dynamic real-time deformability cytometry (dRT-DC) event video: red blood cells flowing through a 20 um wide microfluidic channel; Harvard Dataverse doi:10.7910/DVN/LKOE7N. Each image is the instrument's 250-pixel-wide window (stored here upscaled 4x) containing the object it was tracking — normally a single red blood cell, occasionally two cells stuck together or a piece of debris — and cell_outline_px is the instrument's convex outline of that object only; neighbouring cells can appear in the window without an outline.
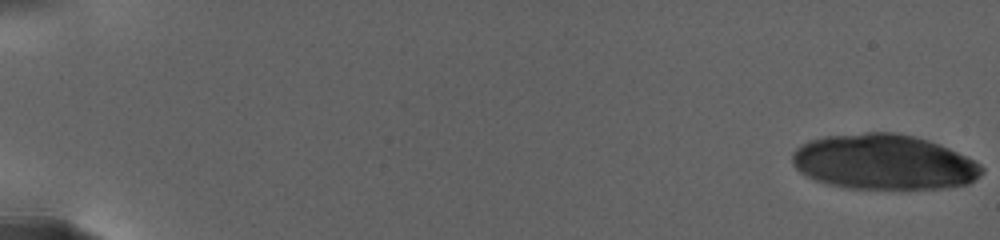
{"species": "human", "species_latin": "Homo sapiens", "temperature_condition": "warm", "stored_images_in_passage": 33, "camera_frame_rate_fps": 3000, "um_per_image_px": 0.085, "donor": {"sex": "female"}, "frame": {"image": 1, "passage_image": 1, "time_ms": 0.0, "image_size_px": [1000, 240], "cell_outline_px": [[984, 172], [980, 176], [968, 184], [948, 188], [900, 192], [848, 188], [824, 184], [800, 172], [792, 164], [792, 152], [800, 144], [808, 140], [824, 136], [864, 132], [892, 132], [912, 136], [928, 140], [940, 144], [980, 164], [984, 168]], "centroid_in_image_um": [75.12, 13.82], "position_along_channel_um": 9.9, "area_um2": 62.54}}
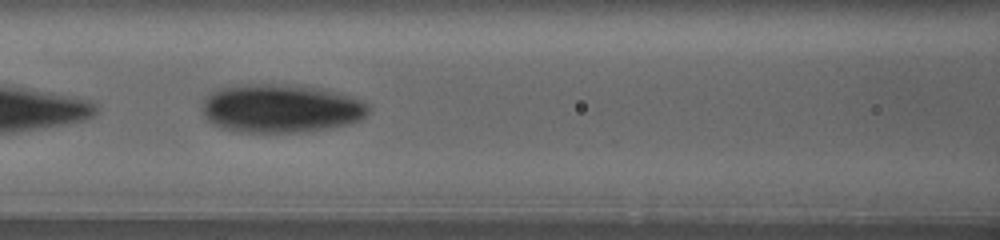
{"frame": {"image": 2, "passage_image": 31, "time_ms": 13.333, "image_size_px": [1000, 240], "cell_outline_px": [[368, 112], [360, 120], [352, 124], [332, 128], [300, 132], [236, 132], [212, 124], [204, 116], [204, 100], [212, 92], [220, 88], [244, 84], [280, 84], [320, 88], [368, 104]], "centroid_in_image_um": [23.84, 9.24], "position_along_channel_um": 142.8, "area_um2": 46.53}}